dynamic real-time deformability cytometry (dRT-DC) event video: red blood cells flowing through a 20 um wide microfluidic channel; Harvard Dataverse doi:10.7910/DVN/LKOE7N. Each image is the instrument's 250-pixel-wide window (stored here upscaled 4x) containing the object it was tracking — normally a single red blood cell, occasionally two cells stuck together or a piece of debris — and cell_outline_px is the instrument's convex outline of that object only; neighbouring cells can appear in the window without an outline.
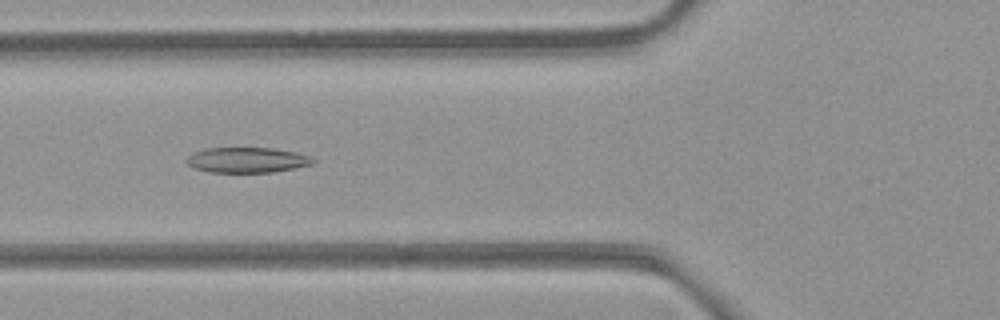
{"species": "common noctule bat (a hibernating species)", "species_latin": "Nyctalus noctula", "temperature_condition": "room temperature", "stored_images_in_passage": 52, "camera_frame_rate_fps": 3000, "um_per_image_px": 0.085, "animal": {"sex": "female", "body_mass_g": 21.9}, "frame": {"image": 1, "passage_image": 19, "time_ms": 6.0, "image_size_px": [1000, 320], "cell_outline_px": [[316, 164], [296, 168], [272, 172], [208, 172], [196, 168], [188, 164], [184, 160], [188, 156], [196, 152], [208, 148], [272, 148], [296, 152], [308, 156], [316, 160]], "centroid_in_image_um": [21.05, 13.6], "position_along_channel_um": 104.8, "area_um2": 18.61}}
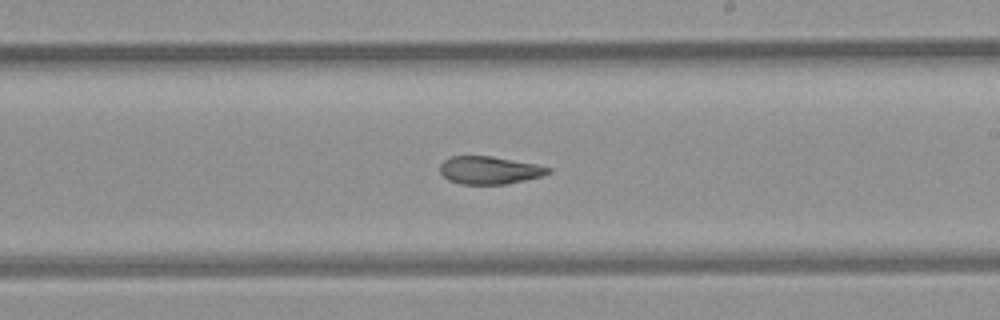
{"frame": {"image": 2, "passage_image": 30, "time_ms": 9.667, "image_size_px": [1000, 320], "cell_outline_px": [[552, 172], [540, 176], [524, 180], [504, 184], [460, 184], [448, 180], [440, 172], [440, 164], [444, 160], [452, 156], [492, 156], [536, 164], [552, 168]], "centroid_in_image_um": [41.59, 14.46], "position_along_channel_um": 247.4, "area_um2": 17.46}}
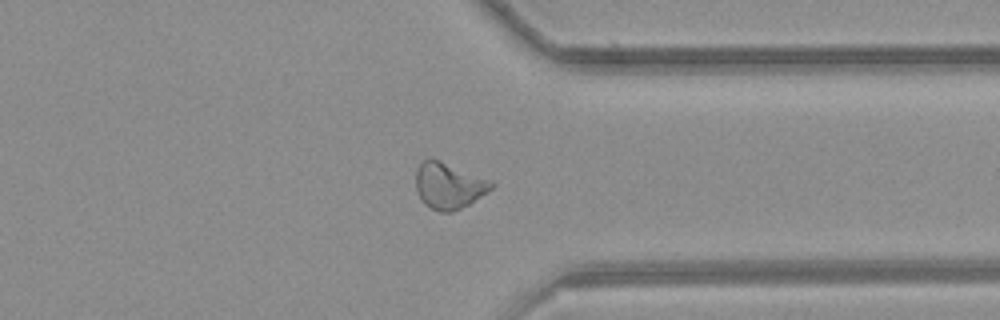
{"frame": {"image": 3, "passage_image": 40, "time_ms": 13.0, "image_size_px": [1000, 320], "cell_outline_px": [[496, 184], [488, 192], [468, 204], [452, 212], [440, 212], [424, 204], [420, 200], [416, 192], [416, 172], [420, 164], [424, 160], [436, 160], [492, 180]], "centroid_in_image_um": [38.15, 15.82], "position_along_channel_um": 373.3, "area_um2": 20.0}, "authors_computed_cell_mechanics": {"area_um2": 20.2011, "velocity_mm_per_s": 3.8759, "shape_relaxation_time_tau1_ms": null, "shape_relaxation_time_tau2_ms": 3.0285, "deformation_change_tau1": null, "deformation_change_tau2": 0.1028}}